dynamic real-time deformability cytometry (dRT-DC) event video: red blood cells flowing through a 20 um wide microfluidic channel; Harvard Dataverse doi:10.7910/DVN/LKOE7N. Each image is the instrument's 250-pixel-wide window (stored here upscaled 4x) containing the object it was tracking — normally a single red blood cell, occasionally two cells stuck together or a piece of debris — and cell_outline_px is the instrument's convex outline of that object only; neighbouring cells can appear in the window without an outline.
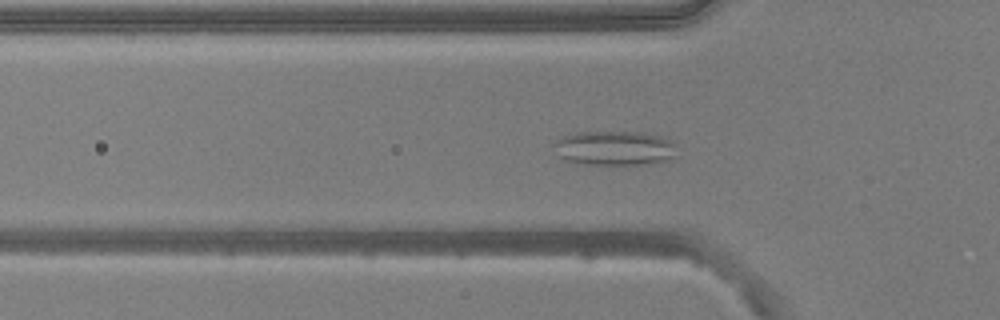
{"species": "common noctule bat (a hibernating species)", "species_latin": "Nyctalus noctula", "temperature_condition": "warm", "stored_images_in_passage": 53, "camera_frame_rate_fps": 3000, "um_per_image_px": 0.085, "animal": {"sex": "male", "body_mass_g": 20.5, "forearm_length_mm": 52.5}, "frame": {"image": 1, "passage_image": 17, "time_ms": 5.333, "image_size_px": [1000, 320], "cell_outline_px": [[676, 156], [668, 160], [644, 164], [584, 164], [568, 160], [560, 156], [552, 144], [556, 140], [564, 136], [576, 132], [640, 132], [660, 136], [672, 140], [676, 144]], "centroid_in_image_um": [52.28, 12.58], "position_along_channel_um": 73.5, "area_um2": 24.68}}
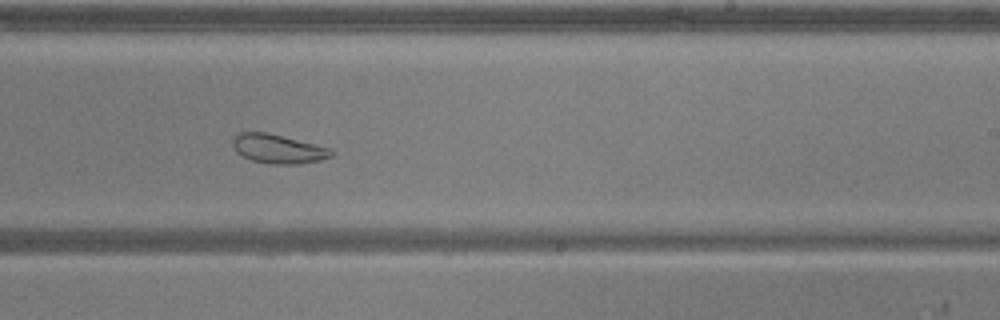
{"frame": {"image": 2, "passage_image": 32, "time_ms": 10.333, "image_size_px": [1000, 320], "cell_outline_px": [[336, 152], [332, 156], [320, 160], [300, 164], [272, 164], [252, 160], [240, 156], [236, 152], [232, 144], [232, 140], [240, 132], [268, 132], [332, 148]], "centroid_in_image_um": [23.67, 12.65], "position_along_channel_um": 265.3, "area_um2": 16.94}}
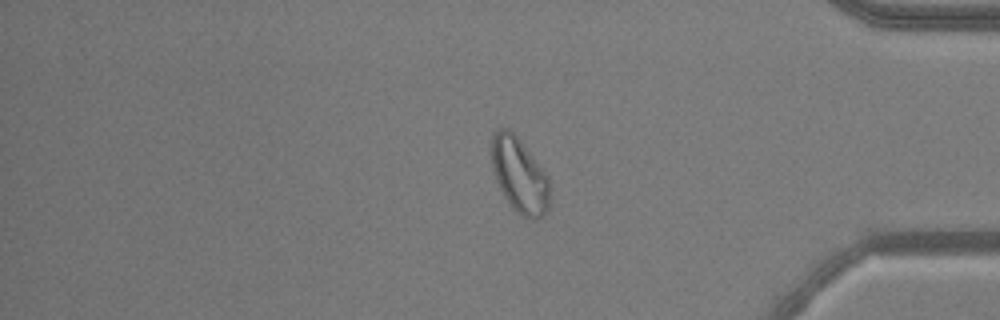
{"frame": {"image": 3, "passage_image": 44, "time_ms": 14.333, "image_size_px": [1000, 320], "cell_outline_px": [[552, 188], [548, 208], [544, 216], [536, 220], [532, 220], [516, 212], [512, 208], [504, 196], [496, 180], [492, 168], [492, 132], [500, 128], [508, 128], [516, 136], [548, 176]], "centroid_in_image_um": [44.18, 14.94], "position_along_channel_um": 391.0, "area_um2": 25.55}, "authors_computed_cell_mechanics": {"area_um2": 25.2008, "velocity_mm_per_s": 3.8116, "shape_relaxation_time_tau1_ms": null, "shape_relaxation_time_tau2_ms": 2.3853, "deformation_change_tau1": null, "deformation_change_tau2": 0.0865}}